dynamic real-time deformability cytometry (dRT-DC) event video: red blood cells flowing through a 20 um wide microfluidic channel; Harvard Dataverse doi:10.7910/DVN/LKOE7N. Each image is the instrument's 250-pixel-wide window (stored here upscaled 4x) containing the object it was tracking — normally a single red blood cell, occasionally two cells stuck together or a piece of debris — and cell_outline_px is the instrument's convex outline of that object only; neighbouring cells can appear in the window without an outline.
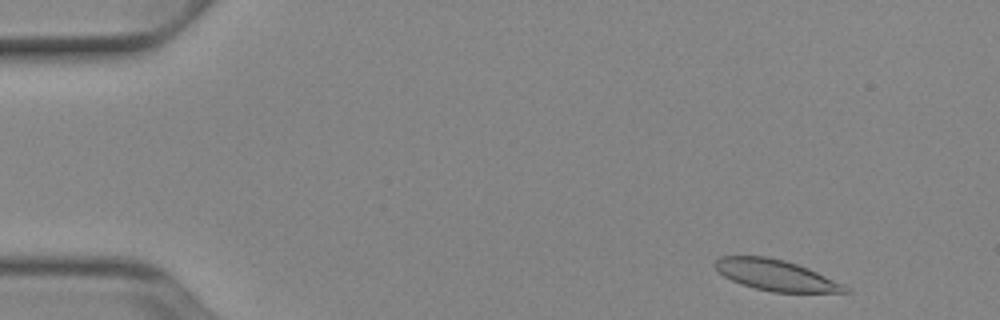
{"species": "Egyptian fruit bat (a non-hibernating species)", "species_latin": "Rousettus aegyptiacus", "temperature_condition": "cold", "stored_images_in_passage": 50, "camera_frame_rate_fps": 3000, "um_per_image_px": 0.085, "animal": {"sex": "female"}, "frame": {"image": 1, "passage_image": 3, "time_ms": 0.667, "image_size_px": [1000, 320], "cell_outline_px": [[852, 292], [772, 292], [740, 284], [724, 276], [716, 268], [716, 260], [720, 256], [764, 256], [784, 260], [808, 268], [844, 284], [852, 288]], "centroid_in_image_um": [65.99, 23.4], "position_along_channel_um": 19.0, "area_um2": 23.24}}
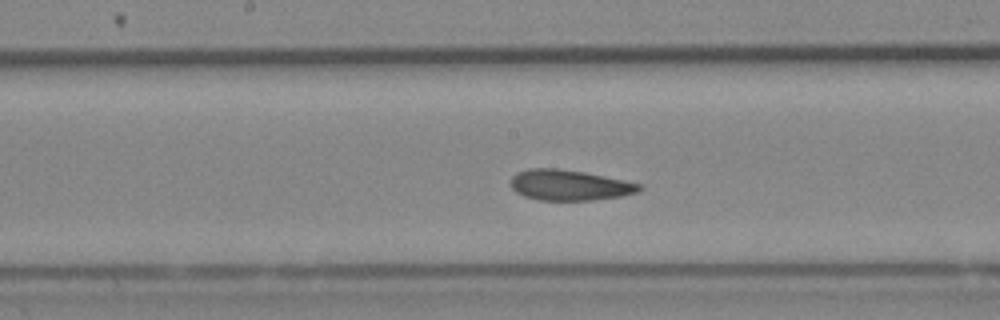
{"frame": {"image": 2, "passage_image": 25, "time_ms": 8.0, "image_size_px": [1000, 320], "cell_outline_px": [[644, 188], [640, 192], [620, 196], [592, 200], [540, 200], [524, 196], [516, 192], [512, 188], [508, 180], [516, 172], [528, 168], [560, 168], [584, 172], [624, 180], [640, 184]], "centroid_in_image_um": [48.37, 15.73], "position_along_channel_um": 199.8, "area_um2": 23.12}}
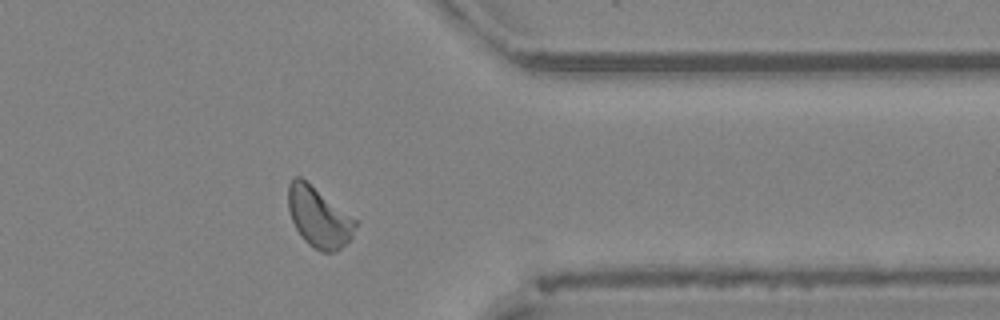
{"frame": {"image": 3, "passage_image": 40, "time_ms": 13.0, "image_size_px": [1000, 320], "cell_outline_px": [[356, 224], [352, 236], [340, 248], [332, 252], [320, 252], [312, 248], [304, 240], [296, 228], [292, 220], [288, 208], [288, 184], [296, 176], [300, 176], [356, 220]], "centroid_in_image_um": [27.06, 18.47], "position_along_channel_um": 384.3, "area_um2": 23.06}, "authors_computed_cell_mechanics": {"area_um2": 23.2934, "velocity_mm_per_s": 3.8766, "shape_relaxation_time_tau1_ms": 6.4641, "shape_relaxation_time_tau2_ms": 1.9712, "deformation_change_tau1": 0.1327, "deformation_change_tau2": 0.065}}